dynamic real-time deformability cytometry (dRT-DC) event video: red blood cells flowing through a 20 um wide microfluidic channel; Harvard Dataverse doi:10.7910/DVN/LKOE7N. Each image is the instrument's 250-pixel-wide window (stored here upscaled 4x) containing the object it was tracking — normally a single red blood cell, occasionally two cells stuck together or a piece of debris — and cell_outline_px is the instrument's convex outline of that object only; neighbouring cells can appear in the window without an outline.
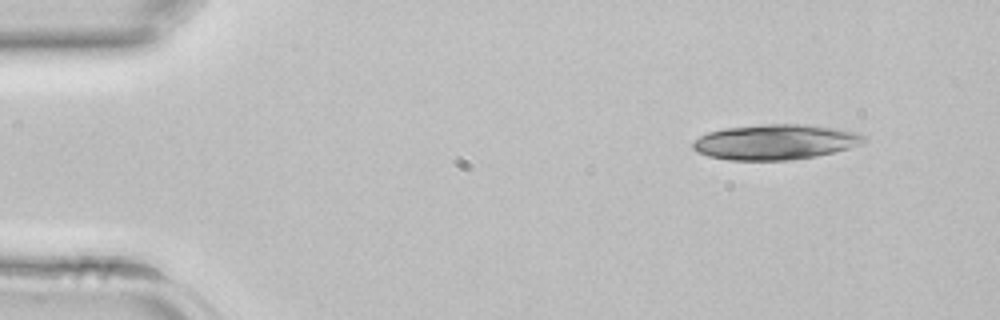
{"species": "common noctule bat (a hibernating species)", "species_latin": "Nyctalus noctula", "temperature_condition": "room temperature", "stored_images_in_passage": 38, "camera_frame_rate_fps": 3000, "um_per_image_px": 0.085, "animal": {"sex": "female", "body_mass_g": 22.7, "forearm_length_mm": 54.2}, "frame": {"image": 1, "passage_image": 1, "time_ms": 0.0, "image_size_px": [1000, 320], "cell_outline_px": [[868, 140], [848, 148], [816, 156], [788, 160], [728, 160], [708, 156], [696, 152], [692, 148], [692, 140], [708, 132], [724, 128], [760, 124], [808, 124], [836, 128], [860, 132]], "centroid_in_image_um": [65.87, 12.06], "position_along_channel_um": 19.1, "area_um2": 35.37}}